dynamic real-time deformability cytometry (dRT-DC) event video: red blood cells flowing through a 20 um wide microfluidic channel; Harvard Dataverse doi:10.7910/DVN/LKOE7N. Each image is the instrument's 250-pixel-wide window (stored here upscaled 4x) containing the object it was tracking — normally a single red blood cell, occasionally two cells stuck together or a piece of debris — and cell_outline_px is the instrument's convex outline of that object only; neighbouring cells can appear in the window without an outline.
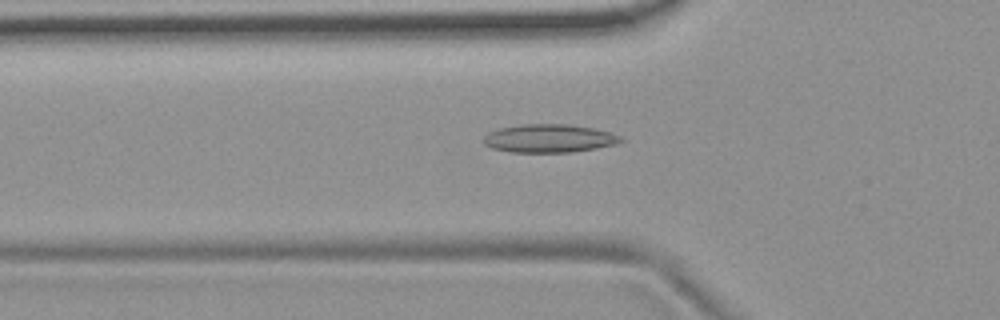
{"species": "common noctule bat (a hibernating species)", "species_latin": "Nyctalus noctula", "temperature_condition": "room temperature", "stored_images_in_passage": 53, "camera_frame_rate_fps": 3000, "um_per_image_px": 0.085, "animal": {"sex": "female", "body_mass_g": 19.9}, "frame": {"image": 1, "passage_image": 17, "time_ms": 5.333, "image_size_px": [1000, 320], "cell_outline_px": [[624, 140], [616, 144], [596, 148], [572, 152], [512, 152], [492, 148], [484, 144], [480, 140], [488, 132], [500, 128], [524, 124], [568, 124], [592, 128], [608, 132], [620, 136]], "centroid_in_image_um": [46.63, 11.76], "position_along_channel_um": 79.2, "area_um2": 22.54}}
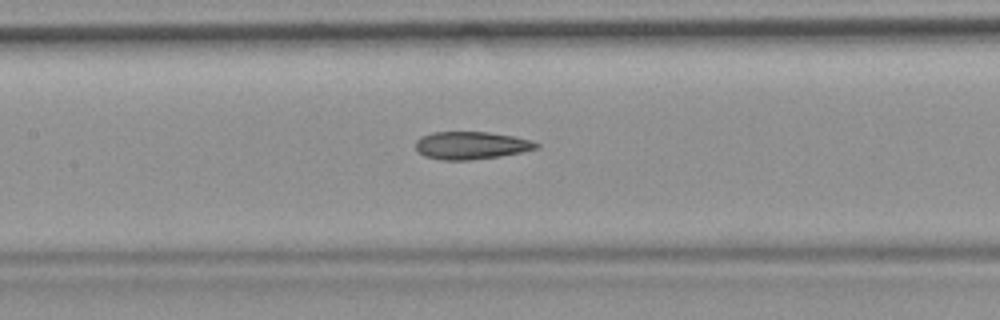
{"frame": {"image": 2, "passage_image": 24, "time_ms": 7.667, "image_size_px": [1000, 320], "cell_outline_px": [[540, 148], [500, 156], [468, 160], [444, 160], [424, 156], [416, 148], [416, 140], [420, 136], [432, 132], [488, 132], [512, 136], [528, 140], [540, 144]], "centroid_in_image_um": [40.03, 12.35], "position_along_channel_um": 167.4, "area_um2": 19.31}}
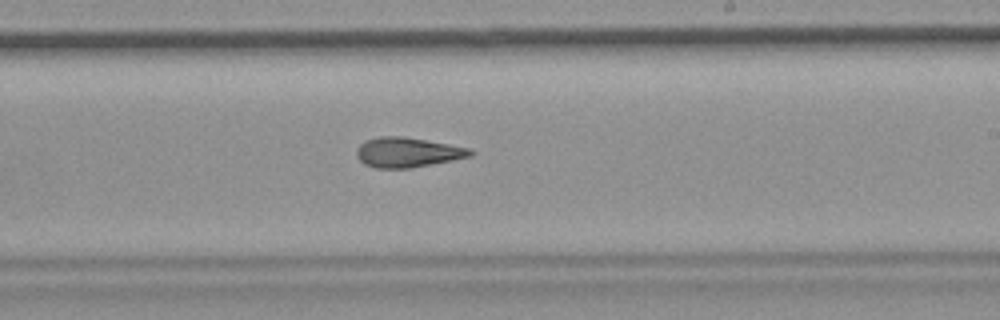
{"frame": {"image": 3, "passage_image": 31, "time_ms": 10.0, "image_size_px": [1000, 320], "cell_outline_px": [[476, 152], [472, 156], [412, 168], [376, 168], [364, 164], [356, 156], [356, 148], [364, 140], [380, 136], [404, 136], [472, 148]], "centroid_in_image_um": [34.65, 12.94], "position_along_channel_um": 254.3, "area_um2": 20.06}, "authors_computed_cell_mechanics": {"area_um2": 19.8832, "velocity_mm_per_s": 3.7501, "shape_relaxation_time_tau1_ms": null, "shape_relaxation_time_tau2_ms": 3.2077, "deformation_change_tau1": null, "deformation_change_tau2": 0.1277}}